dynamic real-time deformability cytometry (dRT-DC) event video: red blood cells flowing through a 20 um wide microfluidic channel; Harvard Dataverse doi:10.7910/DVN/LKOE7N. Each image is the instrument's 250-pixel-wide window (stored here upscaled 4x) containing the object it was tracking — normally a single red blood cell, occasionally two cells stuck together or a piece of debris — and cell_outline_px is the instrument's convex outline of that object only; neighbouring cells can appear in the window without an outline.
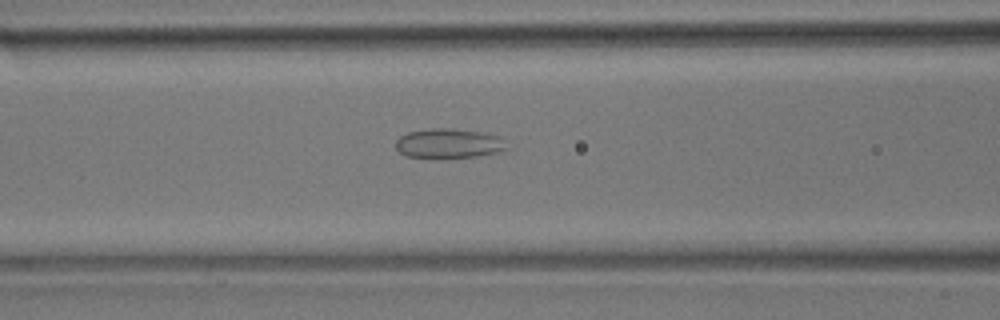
{"species": "common noctule bat (a hibernating species)", "species_latin": "Nyctalus noctula", "temperature_condition": "room temperature", "stored_images_in_passage": 37, "camera_frame_rate_fps": 3000, "um_per_image_px": 0.085, "animal": {"sex": "male", "body_mass_g": 17.9}, "frame": {"image": 1, "passage_image": 7, "time_ms": 2.0, "image_size_px": [1000, 320], "cell_outline_px": [[504, 148], [496, 152], [476, 156], [404, 156], [396, 148], [396, 140], [400, 136], [408, 132], [432, 128], [452, 128], [480, 132], [500, 136]], "centroid_in_image_um": [38.07, 12.15], "position_along_channel_um": 128.5, "area_um2": 18.32}}
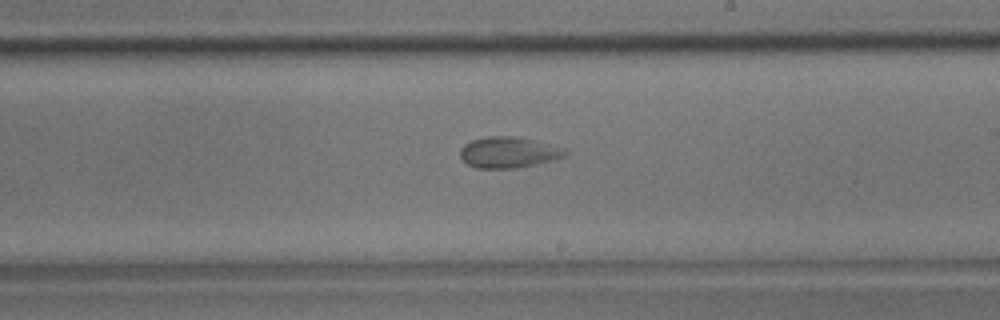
{"frame": {"image": 2, "passage_image": 16, "time_ms": 5.0, "image_size_px": [1000, 320], "cell_outline_px": [[568, 156], [536, 164], [516, 168], [476, 168], [468, 164], [460, 156], [460, 148], [464, 144], [472, 140], [488, 136], [516, 136], [536, 140], [568, 148]], "centroid_in_image_um": [43.29, 12.94], "position_along_channel_um": 245.7, "area_um2": 19.25}}
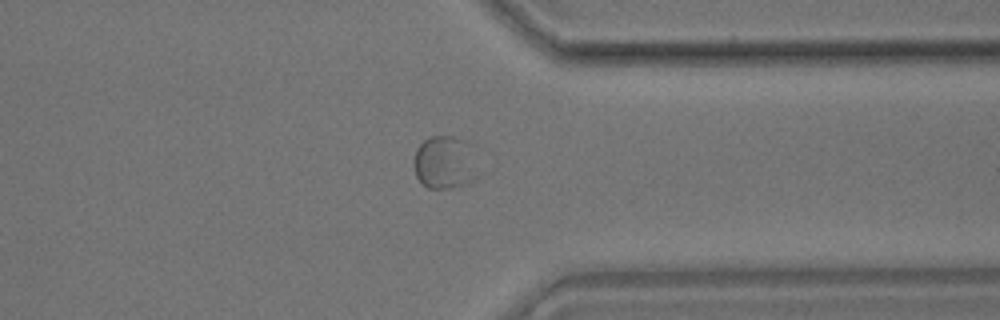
{"frame": {"image": 3, "passage_image": 26, "time_ms": 8.333, "image_size_px": [1000, 320], "cell_outline_px": [[480, 176], [468, 184], [448, 188], [428, 188], [416, 176], [412, 164], [416, 148], [424, 140], [432, 136], [452, 136], [476, 144]], "centroid_in_image_um": [37.91, 13.79], "position_along_channel_um": 373.5, "area_um2": 20.98}}